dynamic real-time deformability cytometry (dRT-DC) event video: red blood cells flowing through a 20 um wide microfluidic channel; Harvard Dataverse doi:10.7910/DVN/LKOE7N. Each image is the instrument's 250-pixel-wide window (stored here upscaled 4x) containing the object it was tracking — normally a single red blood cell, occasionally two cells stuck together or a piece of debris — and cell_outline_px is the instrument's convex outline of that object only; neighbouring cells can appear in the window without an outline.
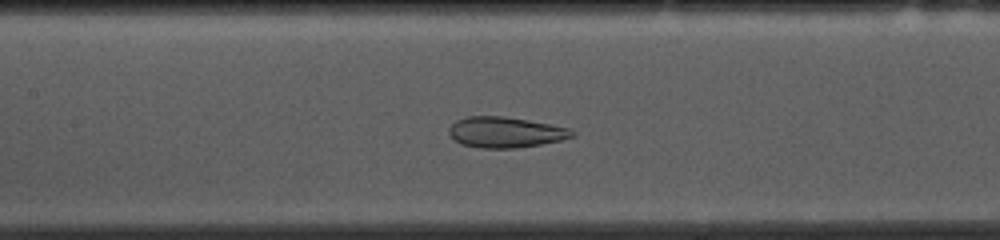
{"species": "common noctule bat (a hibernating species)", "species_latin": "Nyctalus noctula", "temperature_condition": "cold", "stored_images_in_passage": 53, "camera_frame_rate_fps": 3000, "um_per_image_px": 0.085, "animal": {"sex": "female", "body_mass_g": 10.0, "forearm_length_mm": 53.1}, "frame": {"image": 1, "passage_image": 23, "time_ms": 7.333, "image_size_px": [1000, 240], "cell_outline_px": [[576, 136], [560, 140], [540, 144], [516, 148], [480, 148], [460, 144], [448, 132], [448, 128], [456, 120], [464, 116], [504, 116], [528, 120], [572, 128], [576, 132]], "centroid_in_image_um": [42.98, 11.23], "position_along_channel_um": 164.4, "area_um2": 22.2}}
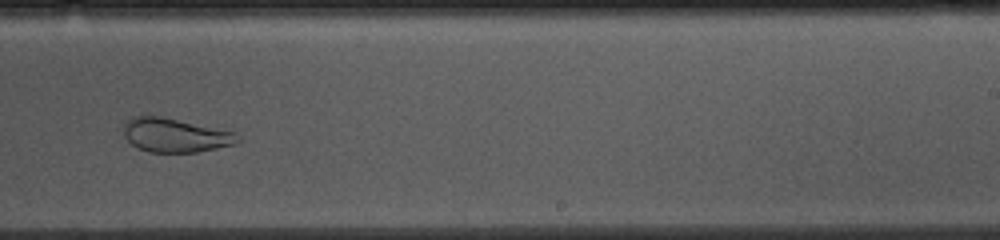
{"frame": {"image": 2, "passage_image": 32, "time_ms": 10.333, "image_size_px": [1000, 240], "cell_outline_px": [[244, 140], [236, 144], [196, 152], [148, 152], [136, 148], [124, 136], [124, 124], [132, 116], [160, 116], [236, 132]], "centroid_in_image_um": [14.92, 11.5], "position_along_channel_um": 274.1, "area_um2": 22.66}}
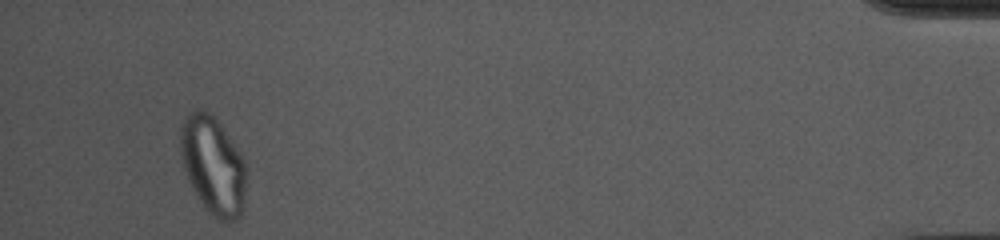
{"frame": {"image": 3, "passage_image": 50, "time_ms": 16.333, "image_size_px": [1000, 240], "cell_outline_px": [[244, 204], [240, 216], [236, 220], [228, 224], [216, 220], [208, 212], [192, 188], [188, 180], [184, 168], [180, 148], [180, 128], [184, 120], [196, 108], [200, 108], [208, 112], [220, 124], [232, 140], [240, 152], [244, 160]], "centroid_in_image_um": [18.1, 14.1], "position_along_channel_um": 417.1, "area_um2": 37.4}, "authors_computed_cell_mechanics": {"area_um2": 28.9, "velocity_mm_per_s": 3.6645, "shape_relaxation_time_tau1_ms": null, "shape_relaxation_time_tau2_ms": 1.2989, "deformation_change_tau1": null, "deformation_change_tau2": 0.0738}}